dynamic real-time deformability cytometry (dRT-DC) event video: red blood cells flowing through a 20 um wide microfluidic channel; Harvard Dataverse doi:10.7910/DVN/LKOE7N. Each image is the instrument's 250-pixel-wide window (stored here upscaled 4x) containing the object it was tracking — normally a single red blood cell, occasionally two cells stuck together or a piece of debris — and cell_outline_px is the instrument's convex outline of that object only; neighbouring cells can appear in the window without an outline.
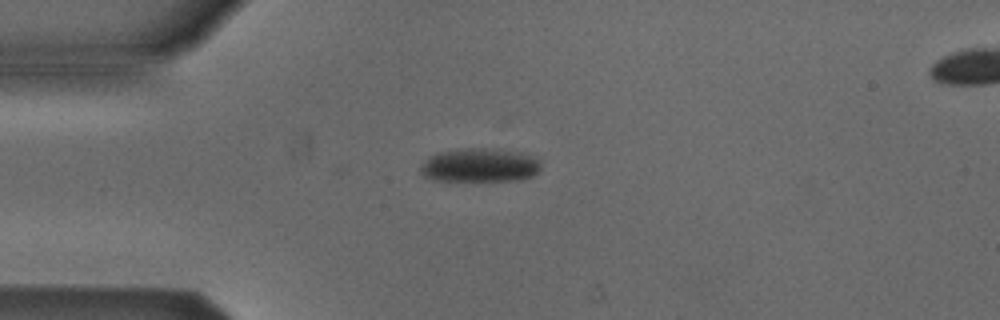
{"species": "Egyptian fruit bat (a non-hibernating species)", "species_latin": "Rousettus aegyptiacus", "temperature_condition": "cold", "stored_images_in_passage": 2, "camera_frame_rate_fps": 3000, "um_per_image_px": 0.085, "animal": {"sex": "male"}, "frame": {"image": 1, "passage_image": 1, "time_ms": 0.0, "image_size_px": [1000, 320], "cell_outline_px": [[540, 168], [532, 176], [520, 180], [432, 180], [424, 176], [420, 172], [420, 164], [428, 156], [440, 152], [468, 148], [484, 148], [520, 152], [540, 160]], "centroid_in_image_um": [40.74, 14.04], "position_along_channel_um": 44.3, "area_um2": 23.52}}